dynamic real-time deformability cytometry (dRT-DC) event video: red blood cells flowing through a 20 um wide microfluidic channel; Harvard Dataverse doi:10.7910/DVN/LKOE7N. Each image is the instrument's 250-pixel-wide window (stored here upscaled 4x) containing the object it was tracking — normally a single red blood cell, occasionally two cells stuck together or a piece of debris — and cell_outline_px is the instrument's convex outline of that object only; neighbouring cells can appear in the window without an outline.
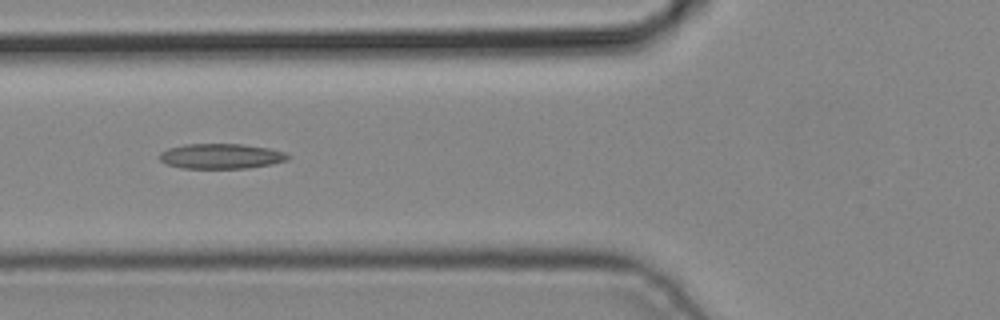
{"species": "common noctule bat (a hibernating species)", "species_latin": "Nyctalus noctula", "temperature_condition": "cold", "stored_images_in_passage": 5, "camera_frame_rate_fps": 3000, "um_per_image_px": 0.085, "animal": {"sex": "male", "body_mass_g": 19.2, "forearm_length_mm": 51.8}, "frame": {"image": 1, "passage_image": 5, "time_ms": 1.333, "image_size_px": [1000, 320], "cell_outline_px": [[292, 156], [288, 160], [272, 164], [248, 168], [180, 168], [168, 164], [160, 160], [160, 152], [168, 148], [184, 144], [240, 144], [268, 148], [284, 152]], "centroid_in_image_um": [18.81, 13.27], "position_along_channel_um": 107.0, "area_um2": 18.79}}